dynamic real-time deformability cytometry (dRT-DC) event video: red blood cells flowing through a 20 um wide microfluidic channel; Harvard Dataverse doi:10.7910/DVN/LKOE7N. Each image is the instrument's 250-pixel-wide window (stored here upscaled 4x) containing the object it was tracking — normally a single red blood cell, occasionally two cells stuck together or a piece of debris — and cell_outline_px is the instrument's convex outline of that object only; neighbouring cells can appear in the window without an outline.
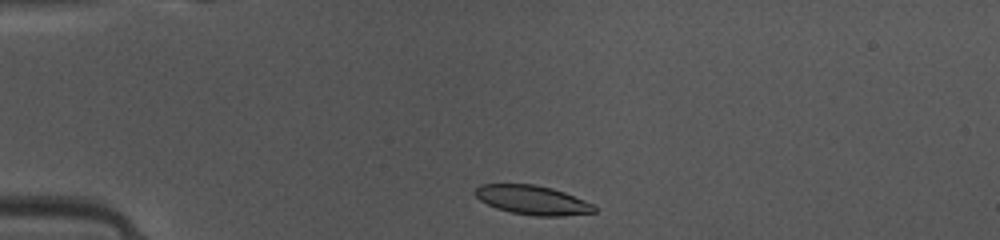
{"species": "common noctule bat (a hibernating species)", "species_latin": "Nyctalus noctula", "temperature_condition": "warm", "stored_images_in_passage": 38, "camera_frame_rate_fps": 3000, "um_per_image_px": 0.085, "animal": {"sex": "female", "body_mass_g": 10.0, "forearm_length_mm": 53.1}, "frame": {"image": 1, "passage_image": 1, "time_ms": 0.0, "image_size_px": [1000, 240], "cell_outline_px": [[596, 212], [560, 216], [536, 216], [512, 212], [496, 208], [480, 200], [472, 192], [480, 184], [532, 184], [552, 188], [564, 192], [596, 204]], "centroid_in_image_um": [45.28, 17.0], "position_along_channel_um": 39.7, "area_um2": 20.29}}
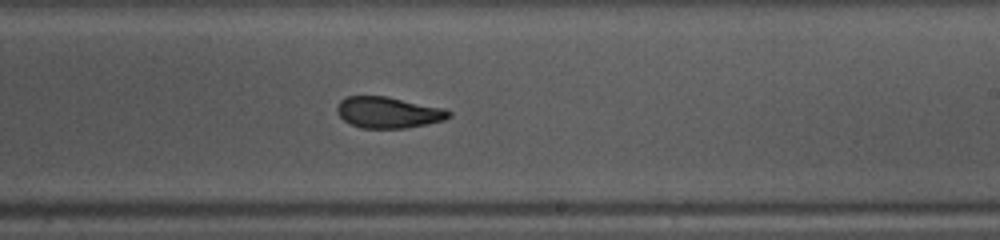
{"frame": {"image": 2, "passage_image": 19, "time_ms": 6.0, "image_size_px": [1000, 240], "cell_outline_px": [[452, 116], [444, 120], [408, 128], [360, 128], [344, 120], [336, 112], [336, 108], [340, 100], [344, 96], [384, 96], [444, 108], [452, 112]], "centroid_in_image_um": [33.0, 9.56], "position_along_channel_um": 256.0, "area_um2": 20.35}}
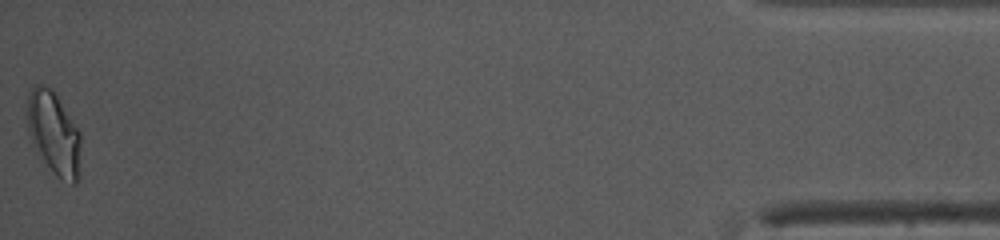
{"frame": {"image": 3, "passage_image": 38, "time_ms": 12.333, "image_size_px": [1000, 240], "cell_outline_px": [[80, 176], [76, 184], [72, 184], [60, 180], [36, 156], [28, 132], [24, 112], [28, 92], [36, 84], [44, 84], [52, 88], [56, 92], [80, 132]], "centroid_in_image_um": [4.53, 11.33], "position_along_channel_um": 430.7, "area_um2": 27.4}, "authors_computed_cell_mechanics": {"area_um2": 20.9814, "velocity_mm_per_s": 4.1278, "shape_relaxation_time_tau1_ms": 6.1134, "shape_relaxation_time_tau2_ms": 1.9868, "deformation_change_tau1": 0.1655, "deformation_change_tau2": 0.0476}}